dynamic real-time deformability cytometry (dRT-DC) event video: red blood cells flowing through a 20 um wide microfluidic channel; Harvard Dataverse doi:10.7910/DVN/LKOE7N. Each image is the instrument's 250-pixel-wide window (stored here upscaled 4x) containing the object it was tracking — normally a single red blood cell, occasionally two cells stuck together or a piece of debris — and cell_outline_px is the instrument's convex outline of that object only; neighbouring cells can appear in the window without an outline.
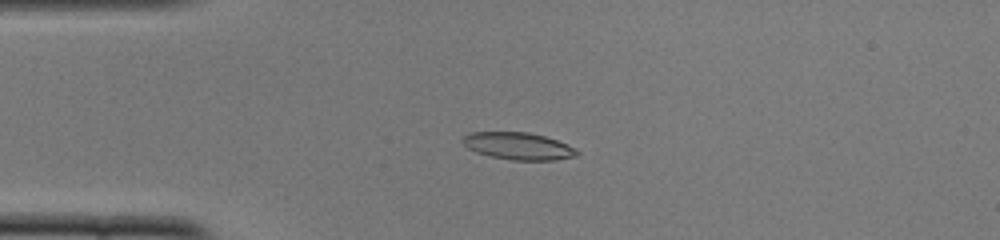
{"species": "common noctule bat (a hibernating species)", "species_latin": "Nyctalus noctula", "temperature_condition": "cold", "stored_images_in_passage": 40, "camera_frame_rate_fps": 3000, "um_per_image_px": 0.085, "animal": {"sex": "female", "body_mass_g": 22.0, "forearm_length_mm": 56.7}, "frame": {"image": 1, "passage_image": 1, "time_ms": 0.0, "image_size_px": [1000, 240], "cell_outline_px": [[580, 152], [576, 156], [556, 160], [512, 160], [492, 156], [476, 152], [468, 148], [460, 140], [468, 132], [528, 132], [544, 136], [556, 140], [576, 148]], "centroid_in_image_um": [44.05, 12.41], "position_along_channel_um": 40.9, "area_um2": 18.09}}
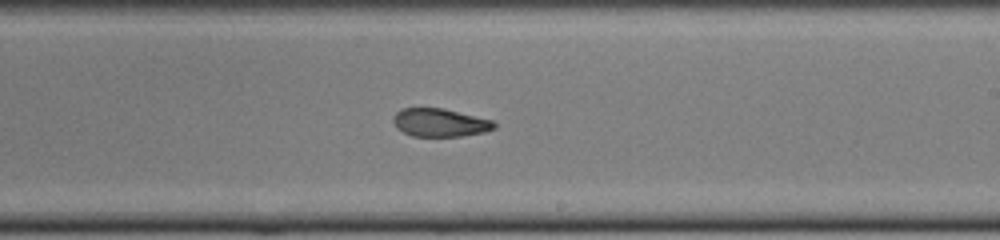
{"frame": {"image": 2, "passage_image": 19, "time_ms": 6.0, "image_size_px": [1000, 240], "cell_outline_px": [[496, 128], [484, 132], [460, 136], [412, 136], [396, 128], [392, 120], [392, 116], [400, 108], [444, 108], [492, 120], [496, 124]], "centroid_in_image_um": [37.36, 10.41], "position_along_channel_um": 251.6, "area_um2": 16.65}}
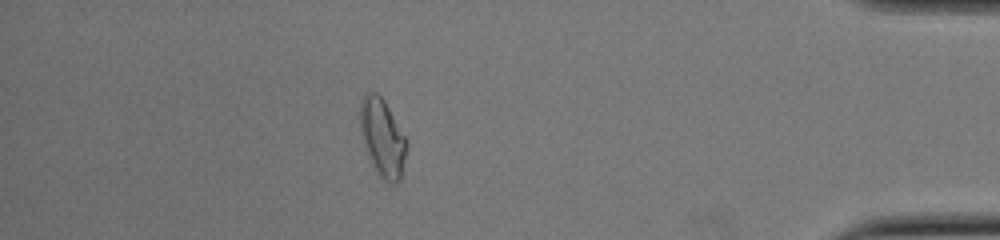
{"frame": {"image": 3, "passage_image": 34, "time_ms": 11.0, "image_size_px": [1000, 240], "cell_outline_px": [[408, 144], [400, 180], [396, 184], [384, 180], [376, 172], [368, 156], [364, 144], [360, 128], [360, 100], [368, 92], [376, 92], [384, 100], [408, 140]], "centroid_in_image_um": [32.52, 11.7], "position_along_channel_um": 402.7, "area_um2": 21.1}, "authors_computed_cell_mechanics": {"area_um2": 18.2648, "velocity_mm_per_s": 3.8878, "shape_relaxation_time_tau1_ms": null, "shape_relaxation_time_tau2_ms": 3.1341, "deformation_change_tau1": null, "deformation_change_tau2": 0.1021}}